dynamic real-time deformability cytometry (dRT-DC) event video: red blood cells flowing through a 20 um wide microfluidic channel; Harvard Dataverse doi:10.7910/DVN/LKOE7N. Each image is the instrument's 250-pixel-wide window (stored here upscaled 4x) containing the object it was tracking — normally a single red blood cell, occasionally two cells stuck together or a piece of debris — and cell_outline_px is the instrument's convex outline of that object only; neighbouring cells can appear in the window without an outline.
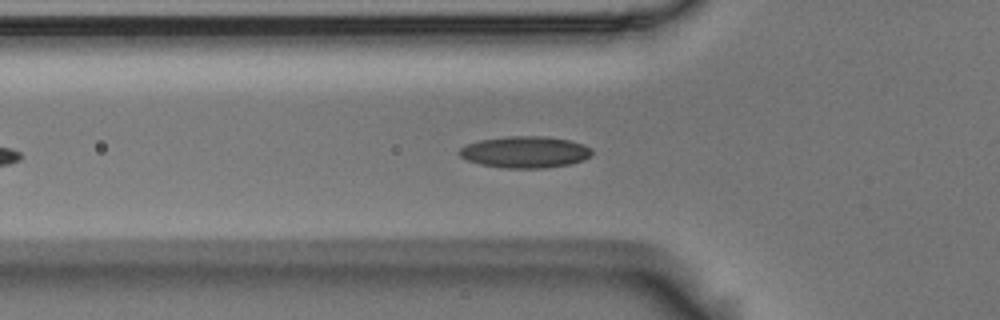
{"species": "Egyptian fruit bat (a non-hibernating species)", "species_latin": "Rousettus aegyptiacus", "temperature_condition": "room temperature", "stored_images_in_passage": 43, "camera_frame_rate_fps": 3000, "um_per_image_px": 0.085, "animal": {"sex": "male"}, "frame": {"image": 1, "passage_image": 10, "time_ms": 3.0, "image_size_px": [1000, 320], "cell_outline_px": [[592, 156], [584, 160], [568, 164], [544, 168], [504, 168], [480, 164], [468, 160], [460, 156], [456, 152], [464, 144], [480, 140], [508, 136], [544, 136], [568, 140], [584, 144], [592, 148]], "centroid_in_image_um": [44.62, 12.92], "position_along_channel_um": 81.2, "area_um2": 24.57}}
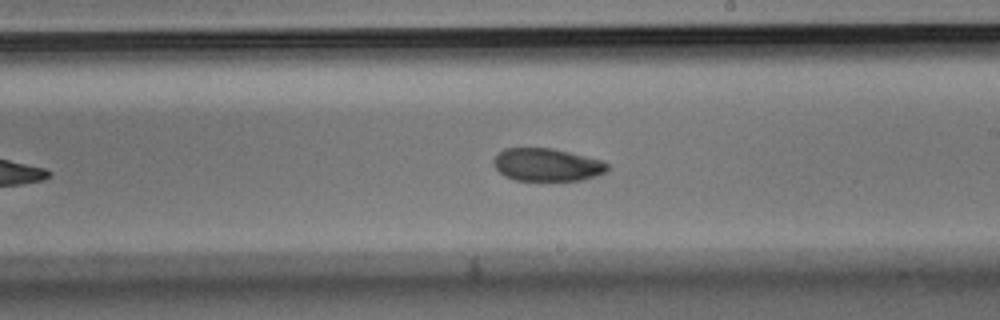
{"frame": {"image": 2, "passage_image": 23, "time_ms": 7.333, "image_size_px": [1000, 320], "cell_outline_px": [[608, 172], [596, 176], [580, 180], [516, 180], [504, 176], [492, 164], [492, 160], [504, 148], [552, 148], [600, 160], [608, 164]], "centroid_in_image_um": [46.48, 14.01], "position_along_channel_um": 242.5, "area_um2": 21.62}}
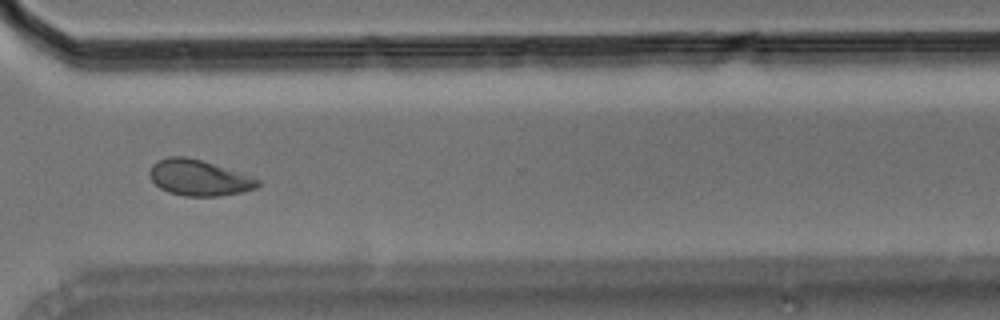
{"frame": {"image": 3, "passage_image": 32, "time_ms": 10.333, "image_size_px": [1000, 320], "cell_outline_px": [[260, 184], [256, 188], [244, 192], [220, 196], [184, 196], [168, 192], [160, 188], [152, 180], [148, 172], [152, 164], [168, 156], [184, 156], [200, 160], [252, 176], [260, 180]], "centroid_in_image_um": [16.91, 15.12], "position_along_channel_um": 353.7, "area_um2": 22.54}, "authors_computed_cell_mechanics": {"area_um2": 22.4264, "velocity_mm_per_s": 3.7042, "shape_relaxation_time_tau1_ms": 6.5852, "shape_relaxation_time_tau2_ms": 2.379, "deformation_change_tau1": 0.1315, "deformation_change_tau2": 0.0612}}